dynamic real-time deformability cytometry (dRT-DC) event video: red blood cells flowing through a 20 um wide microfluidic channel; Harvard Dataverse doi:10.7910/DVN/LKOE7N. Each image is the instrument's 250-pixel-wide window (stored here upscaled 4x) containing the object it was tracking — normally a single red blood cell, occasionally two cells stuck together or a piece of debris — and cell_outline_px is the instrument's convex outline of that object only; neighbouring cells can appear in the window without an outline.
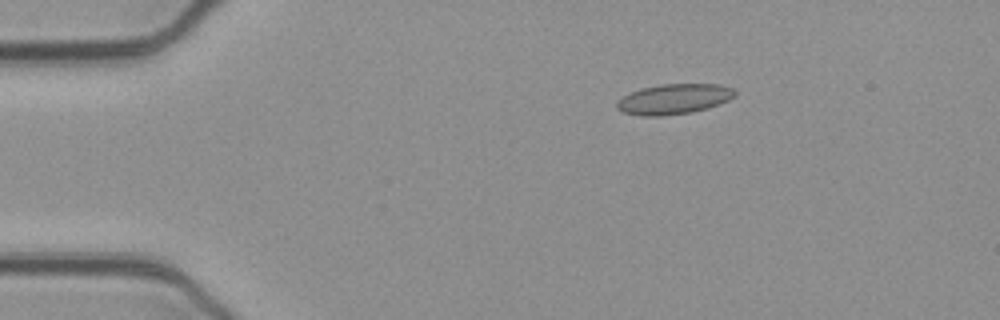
{"species": "common noctule bat (a hibernating species)", "species_latin": "Nyctalus noctula", "temperature_condition": "cold", "stored_images_in_passage": 12, "camera_frame_rate_fps": 3000, "um_per_image_px": 0.085, "animal": {"sex": "female", "body_mass_g": 21.9}, "frame": {"image": 1, "passage_image": 1, "time_ms": 0.0, "image_size_px": [1000, 320], "cell_outline_px": [[736, 96], [720, 104], [708, 108], [692, 112], [660, 116], [640, 116], [624, 112], [616, 108], [616, 100], [640, 88], [660, 84], [720, 84], [732, 88], [736, 92]], "centroid_in_image_um": [57.28, 8.42], "position_along_channel_um": 27.7, "area_um2": 20.92}}
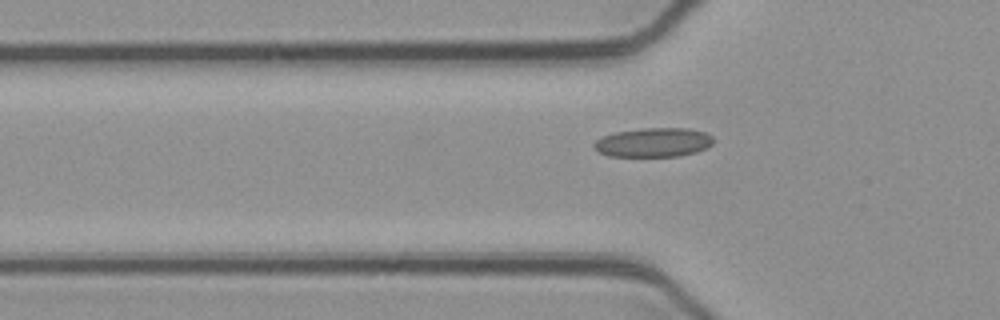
{"frame": {"image": 2, "passage_image": 9, "time_ms": 2.667, "image_size_px": [1000, 320], "cell_outline_px": [[712, 144], [708, 148], [696, 152], [680, 156], [608, 156], [592, 148], [592, 144], [596, 140], [604, 136], [616, 132], [644, 128], [688, 128], [704, 132], [712, 136]], "centroid_in_image_um": [55.54, 12.11], "position_along_channel_um": 70.3, "area_um2": 20.29}}